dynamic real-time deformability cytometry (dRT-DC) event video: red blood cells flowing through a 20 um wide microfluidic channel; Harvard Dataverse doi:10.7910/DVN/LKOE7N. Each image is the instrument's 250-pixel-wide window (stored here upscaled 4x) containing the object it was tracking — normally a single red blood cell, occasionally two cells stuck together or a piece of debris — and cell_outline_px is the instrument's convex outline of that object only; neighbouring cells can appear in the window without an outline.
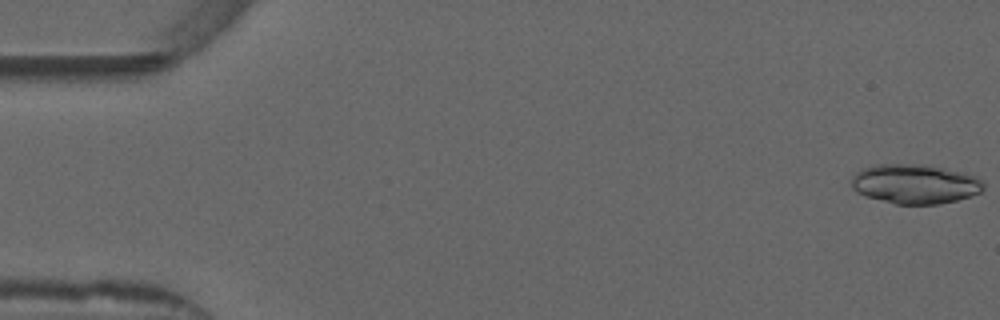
{"species": "common noctule bat (a hibernating species)", "species_latin": "Nyctalus noctula", "temperature_condition": "warm", "stored_images_in_passage": 53, "camera_frame_rate_fps": 3000, "um_per_image_px": 0.085, "animal": {"sex": "male", "forearm_length_mm": 52.5}, "frame": {"image": 1, "passage_image": 1, "time_ms": 0.0, "image_size_px": [1000, 320], "cell_outline_px": [[984, 188], [980, 192], [956, 200], [940, 204], [896, 204], [864, 196], [856, 192], [852, 188], [852, 176], [860, 168], [872, 164], [920, 164], [944, 168], [964, 172], [976, 176], [984, 180]], "centroid_in_image_um": [77.75, 15.62], "position_along_channel_um": 7.3, "area_um2": 30.69}}